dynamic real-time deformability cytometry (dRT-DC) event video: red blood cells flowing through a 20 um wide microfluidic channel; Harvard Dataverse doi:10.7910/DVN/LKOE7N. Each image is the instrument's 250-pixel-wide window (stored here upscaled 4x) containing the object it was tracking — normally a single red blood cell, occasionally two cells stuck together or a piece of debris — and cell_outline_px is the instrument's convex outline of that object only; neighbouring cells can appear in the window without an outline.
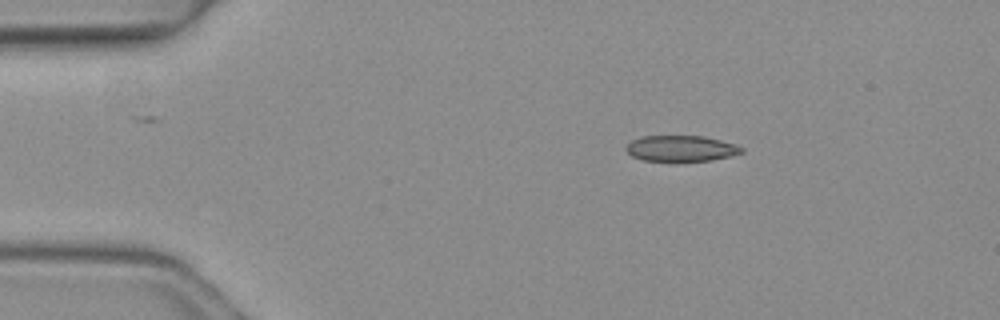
{"species": "common noctule bat (a hibernating species)", "species_latin": "Nyctalus noctula", "temperature_condition": "warm", "stored_images_in_passage": 2, "camera_frame_rate_fps": 3000, "um_per_image_px": 0.085, "animal": {"sex": "female", "body_mass_g": 19.3, "forearm_length_mm": 54.1}, "frame": {"image": 1, "passage_image": 1, "time_ms": 0.0, "image_size_px": [1000, 320], "cell_outline_px": [[744, 152], [732, 156], [712, 160], [644, 160], [632, 156], [624, 148], [632, 140], [644, 136], [704, 136], [736, 144], [744, 148]], "centroid_in_image_um": [57.93, 12.6], "position_along_channel_um": 27.1, "area_um2": 17.22}}